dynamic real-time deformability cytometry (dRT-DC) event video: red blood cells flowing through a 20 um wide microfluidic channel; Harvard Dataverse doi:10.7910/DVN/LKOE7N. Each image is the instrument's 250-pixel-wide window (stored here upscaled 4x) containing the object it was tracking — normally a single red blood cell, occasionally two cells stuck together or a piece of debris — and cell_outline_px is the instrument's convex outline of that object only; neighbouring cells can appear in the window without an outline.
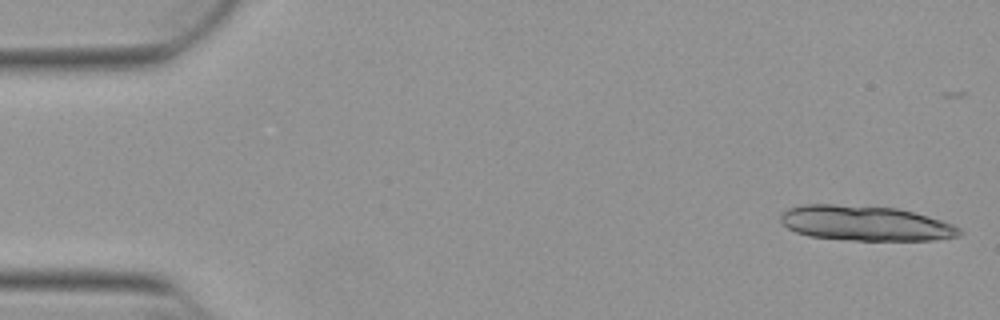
{"species": "Egyptian fruit bat (a non-hibernating species)", "species_latin": "Rousettus aegyptiacus", "temperature_condition": "warm", "stored_images_in_passage": 15, "camera_frame_rate_fps": 3000, "um_per_image_px": 0.085, "animal": {"sex": "female"}, "frame": {"image": 1, "passage_image": 2, "time_ms": 0.333, "image_size_px": [1000, 320], "cell_outline_px": [[964, 232], [960, 236], [936, 240], [852, 240], [808, 236], [796, 232], [788, 228], [780, 220], [780, 216], [788, 208], [804, 204], [836, 204], [896, 208], [928, 216], [952, 224], [960, 228]], "centroid_in_image_um": [73.57, 18.98], "position_along_channel_um": 11.4, "area_um2": 36.47}}